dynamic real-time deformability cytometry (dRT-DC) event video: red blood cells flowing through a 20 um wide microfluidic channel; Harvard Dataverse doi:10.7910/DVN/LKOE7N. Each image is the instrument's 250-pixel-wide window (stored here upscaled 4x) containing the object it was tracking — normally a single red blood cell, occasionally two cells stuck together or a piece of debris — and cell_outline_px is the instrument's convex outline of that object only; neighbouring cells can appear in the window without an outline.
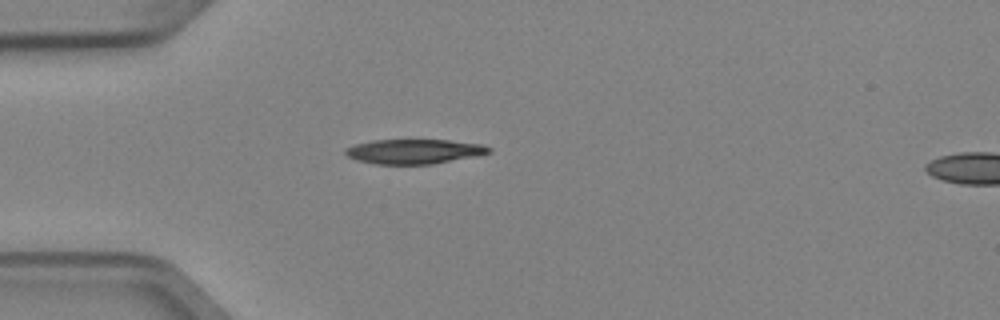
{"species": "Egyptian fruit bat (a non-hibernating species)", "species_latin": "Rousettus aegyptiacus", "temperature_condition": "cold", "stored_images_in_passage": 4, "camera_frame_rate_fps": 3000, "um_per_image_px": 0.085, "animal": {"sex": "female"}, "frame": {"image": 1, "passage_image": 4, "time_ms": 1.0, "image_size_px": [1000, 320], "cell_outline_px": [[492, 152], [476, 156], [432, 164], [376, 164], [356, 160], [348, 156], [344, 152], [344, 148], [356, 144], [372, 140], [448, 140], [480, 144], [492, 148]], "centroid_in_image_um": [35.19, 12.87], "position_along_channel_um": 49.8, "area_um2": 20.58}}